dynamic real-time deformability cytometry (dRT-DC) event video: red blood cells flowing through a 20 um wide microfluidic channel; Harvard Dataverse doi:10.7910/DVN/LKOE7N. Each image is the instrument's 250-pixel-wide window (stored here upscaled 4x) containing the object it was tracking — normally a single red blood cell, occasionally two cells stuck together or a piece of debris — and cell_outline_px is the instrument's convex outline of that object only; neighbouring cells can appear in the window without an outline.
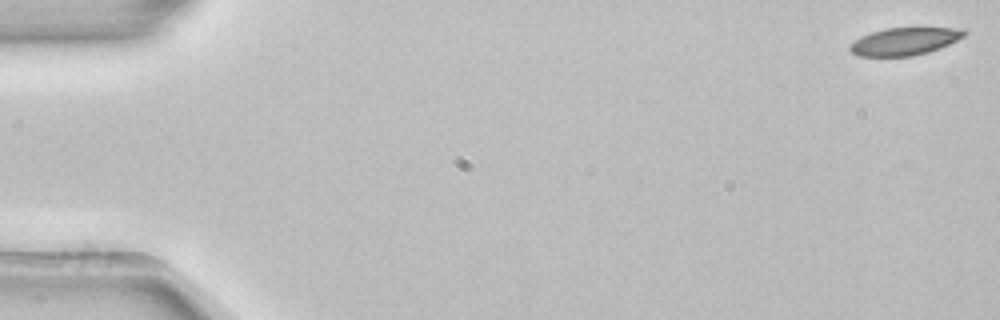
{"species": "common noctule bat (a hibernating species)", "species_latin": "Nyctalus noctula", "temperature_condition": "room temperature", "stored_images_in_passage": 53, "camera_frame_rate_fps": 3000, "um_per_image_px": 0.085, "animal": {"sex": "female", "body_mass_g": 22.7, "forearm_length_mm": 54.2}, "frame": {"image": 1, "passage_image": 1, "time_ms": 0.0, "image_size_px": [1000, 320], "cell_outline_px": [[968, 32], [964, 36], [940, 48], [928, 52], [912, 56], [860, 56], [852, 52], [848, 48], [860, 36], [884, 28], [964, 28]], "centroid_in_image_um": [76.91, 3.51], "position_along_channel_um": 8.1, "area_um2": 18.21}}
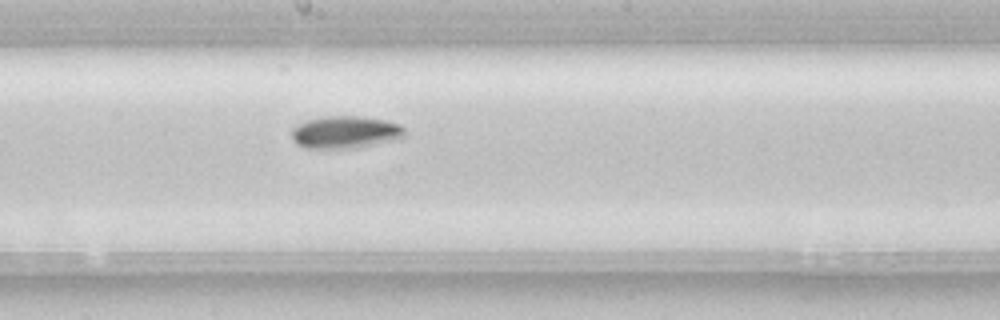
{"frame": {"image": 2, "passage_image": 29, "time_ms": 9.333, "image_size_px": [1000, 320], "cell_outline_px": [[404, 136], [400, 140], [356, 148], [304, 148], [296, 144], [292, 140], [292, 128], [296, 124], [304, 120], [320, 116], [360, 116], [384, 120], [400, 124], [404, 128]], "centroid_in_image_um": [29.33, 11.24], "position_along_channel_um": 218.9, "area_um2": 21.85}}
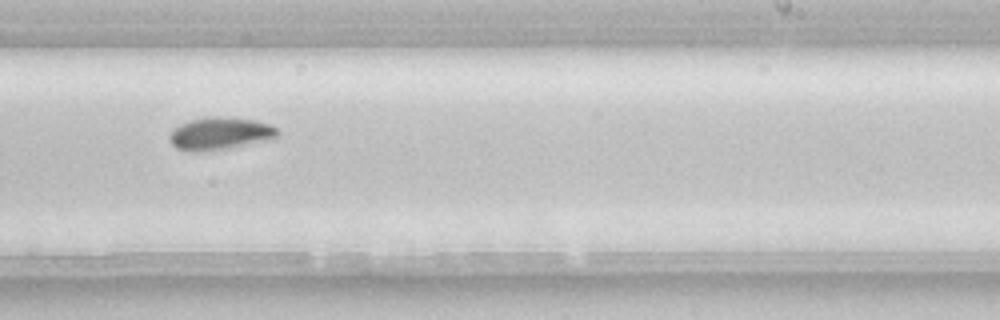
{"frame": {"image": 3, "passage_image": 33, "time_ms": 10.667, "image_size_px": [1000, 320], "cell_outline_px": [[280, 136], [276, 140], [228, 148], [176, 148], [168, 140], [168, 136], [172, 128], [180, 124], [204, 116], [220, 116], [252, 120], [268, 124], [276, 128], [280, 132]], "centroid_in_image_um": [18.79, 11.31], "position_along_channel_um": 270.2, "area_um2": 20.11}, "authors_computed_cell_mechanics": {"area_um2": 19.8832, "velocity_mm_per_s": 3.885, "shape_relaxation_time_tau1_ms": 3.2571, "shape_relaxation_time_tau2_ms": null, "deformation_change_tau1": 0.1064, "deformation_change_tau2": null}}